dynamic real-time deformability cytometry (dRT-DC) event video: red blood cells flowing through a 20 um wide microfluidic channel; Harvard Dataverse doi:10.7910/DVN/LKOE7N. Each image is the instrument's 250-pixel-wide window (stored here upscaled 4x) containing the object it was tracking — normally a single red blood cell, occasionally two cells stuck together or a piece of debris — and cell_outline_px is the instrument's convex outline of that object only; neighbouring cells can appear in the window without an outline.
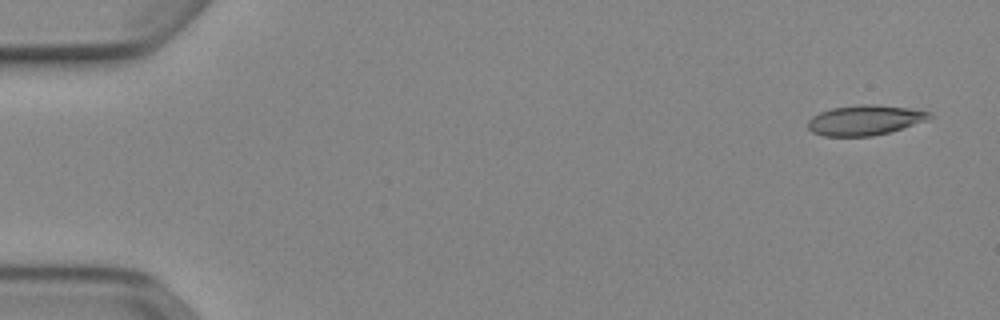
{"species": "Egyptian fruit bat (a non-hibernating species)", "species_latin": "Rousettus aegyptiacus", "temperature_condition": "cold", "stored_images_in_passage": 50, "camera_frame_rate_fps": 3000, "um_per_image_px": 0.085, "animal": {"sex": "female"}, "frame": {"image": 1, "passage_image": 1, "time_ms": 0.0, "image_size_px": [1000, 320], "cell_outline_px": [[932, 116], [928, 120], [888, 132], [872, 136], [824, 136], [812, 132], [808, 128], [808, 120], [812, 116], [820, 112], [832, 108], [860, 104], [872, 104], [908, 108], [932, 112]], "centroid_in_image_um": [73.5, 10.21], "position_along_channel_um": 11.5, "area_um2": 21.21}}
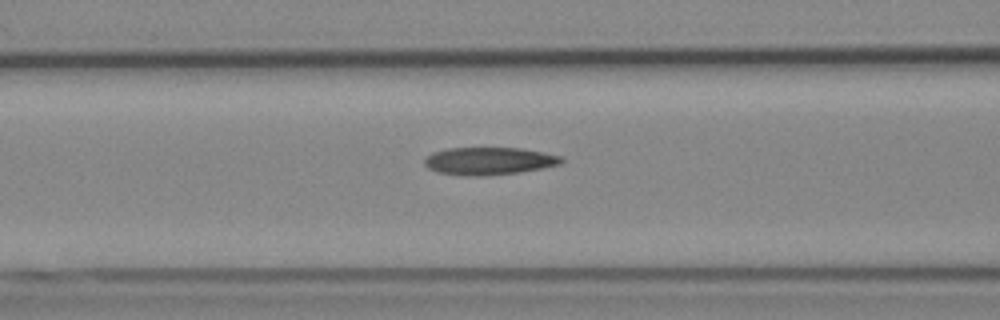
{"frame": {"image": 2, "passage_image": 20, "time_ms": 6.333, "image_size_px": [1000, 320], "cell_outline_px": [[564, 160], [560, 164], [520, 172], [484, 176], [460, 176], [436, 172], [428, 168], [424, 164], [424, 160], [432, 152], [448, 148], [520, 148], [544, 152], [564, 156]], "centroid_in_image_um": [41.55, 13.69], "position_along_channel_um": 125.0, "area_um2": 22.2}}
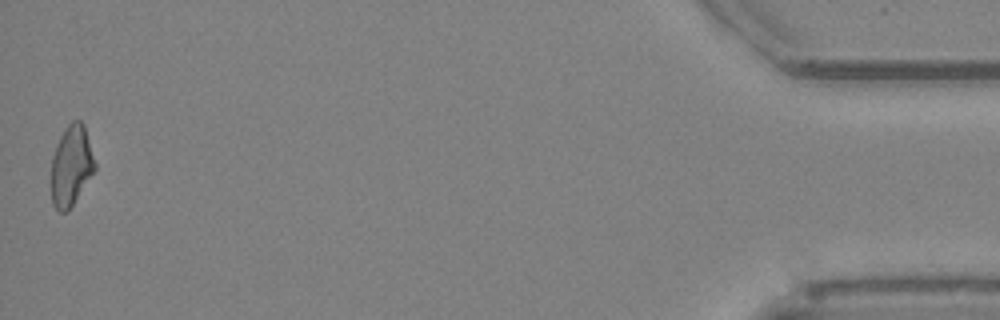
{"frame": {"image": 3, "passage_image": 50, "time_ms": 16.333, "image_size_px": [1000, 320], "cell_outline_px": [[96, 168], [68, 212], [60, 212], [52, 204], [52, 156], [56, 144], [64, 128], [72, 120], [80, 120], [84, 124], [96, 164]], "centroid_in_image_um": [6.05, 14.07], "position_along_channel_um": 429.1, "area_um2": 20.4}, "authors_computed_cell_mechanics": {"area_um2": 21.4727, "velocity_mm_per_s": 3.9317, "shape_relaxation_time_tau1_ms": null, "shape_relaxation_time_tau2_ms": 6.038, "deformation_change_tau1": null, "deformation_change_tau2": 0.1534}}